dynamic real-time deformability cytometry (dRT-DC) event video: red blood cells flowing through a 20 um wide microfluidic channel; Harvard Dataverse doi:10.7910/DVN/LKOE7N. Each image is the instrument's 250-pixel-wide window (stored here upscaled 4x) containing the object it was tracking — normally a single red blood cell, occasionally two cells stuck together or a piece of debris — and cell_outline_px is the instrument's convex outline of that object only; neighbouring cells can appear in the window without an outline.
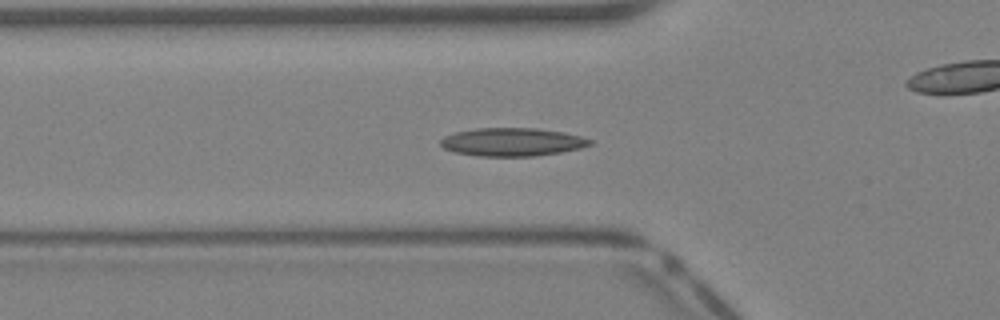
{"species": "Egyptian fruit bat (a non-hibernating species)", "species_latin": "Rousettus aegyptiacus", "temperature_condition": "warm", "stored_images_in_passage": 35, "camera_frame_rate_fps": 3000, "um_per_image_px": 0.085, "animal": {"sex": "female"}, "frame": {"image": 1, "passage_image": 13, "time_ms": 4.0, "image_size_px": [1000, 320], "cell_outline_px": [[592, 144], [580, 148], [560, 152], [536, 156], [480, 156], [456, 152], [444, 148], [440, 144], [440, 140], [444, 136], [456, 132], [476, 128], [536, 128], [564, 132], [580, 136], [592, 140]], "centroid_in_image_um": [43.54, 12.06], "position_along_channel_um": 82.3, "area_um2": 24.45}}
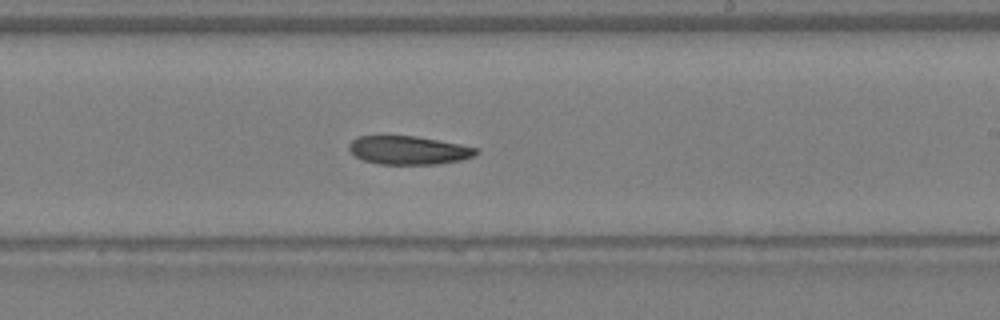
{"frame": {"image": 2, "passage_image": 23, "time_ms": 7.333, "image_size_px": [1000, 320], "cell_outline_px": [[480, 148], [472, 156], [460, 160], [436, 164], [380, 164], [364, 160], [356, 156], [348, 148], [348, 144], [352, 140], [360, 136], [416, 136], [460, 144]], "centroid_in_image_um": [34.72, 12.76], "position_along_channel_um": 254.3, "area_um2": 20.87}}
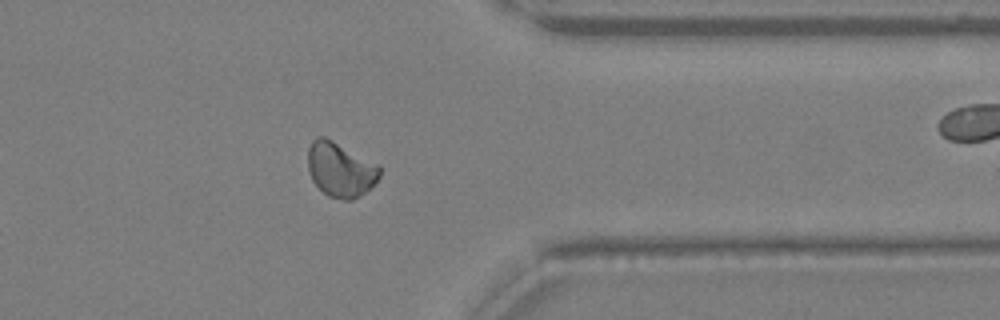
{"frame": {"image": 3, "passage_image": 31, "time_ms": 10.0, "image_size_px": [1000, 320], "cell_outline_px": [[380, 176], [364, 192], [352, 200], [344, 200], [328, 196], [312, 180], [308, 168], [308, 148], [312, 140], [316, 136], [324, 136], [380, 164]], "centroid_in_image_um": [28.93, 14.38], "position_along_channel_um": 382.5, "area_um2": 22.77}}